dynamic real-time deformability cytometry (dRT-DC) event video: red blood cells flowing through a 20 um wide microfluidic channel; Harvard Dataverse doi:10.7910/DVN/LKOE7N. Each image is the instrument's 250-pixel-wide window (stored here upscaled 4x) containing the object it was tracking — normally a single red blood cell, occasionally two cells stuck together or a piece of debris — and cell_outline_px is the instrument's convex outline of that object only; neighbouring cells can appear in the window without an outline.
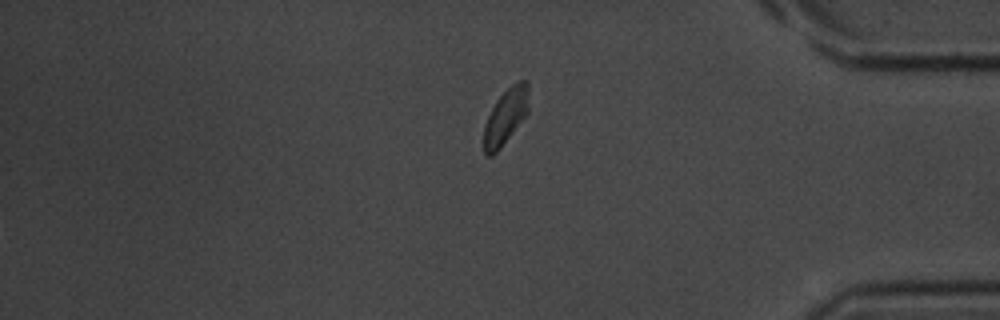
{"species": "common noctule bat (a hibernating species)", "species_latin": "Nyctalus noctula", "temperature_condition": "room temperature", "stored_images_in_passage": 33, "segment_of_instrument_passage": [2, 2], "camera_frame_rate_fps": 3000, "um_per_image_px": 0.085, "animal": {"sex": "male", "body_mass_g": 20.1, "forearm_length_mm": 53.5}, "frame": {"image": 1, "passage_image": 33, "time_ms": 10.667, "image_size_px": [1000, 320], "cell_outline_px": [[528, 112], [500, 148], [492, 156], [488, 156], [484, 152], [484, 124], [496, 100], [512, 84], [520, 80], [528, 80]], "centroid_in_image_um": [42.98, 9.88], "position_along_channel_um": 392.2, "area_um2": 14.33}}